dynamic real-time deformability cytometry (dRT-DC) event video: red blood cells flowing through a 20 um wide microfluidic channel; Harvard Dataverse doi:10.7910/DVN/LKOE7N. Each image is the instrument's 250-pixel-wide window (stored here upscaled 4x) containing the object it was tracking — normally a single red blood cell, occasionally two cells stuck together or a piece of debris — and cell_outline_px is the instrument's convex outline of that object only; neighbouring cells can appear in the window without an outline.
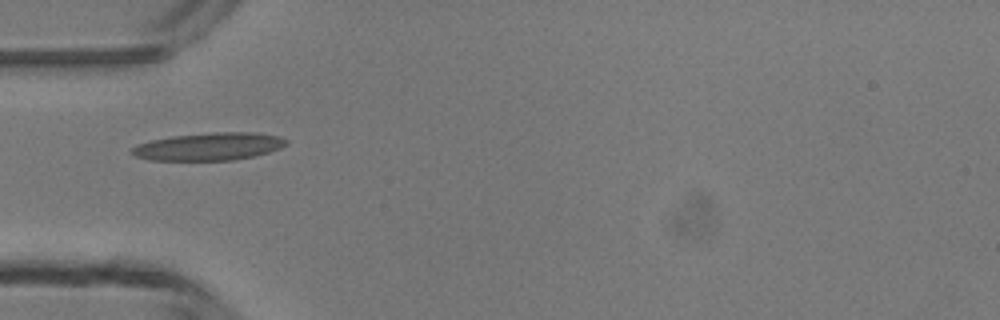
{"species": "common noctule bat (a hibernating species)", "species_latin": "Nyctalus noctula", "temperature_condition": "room temperature", "stored_images_in_passage": 7, "camera_frame_rate_fps": 3000, "um_per_image_px": 0.085, "animal": {"sex": "male", "body_mass_g": 13.3}, "frame": {"image": 1, "passage_image": 5, "time_ms": 5.667, "image_size_px": [1000, 320], "cell_outline_px": [[288, 144], [280, 148], [256, 156], [232, 160], [148, 160], [136, 156], [132, 152], [132, 148], [136, 144], [152, 140], [172, 136], [216, 132], [256, 132], [280, 136], [288, 140]], "centroid_in_image_um": [17.8, 12.45], "position_along_channel_um": 67.2, "area_um2": 24.91}}
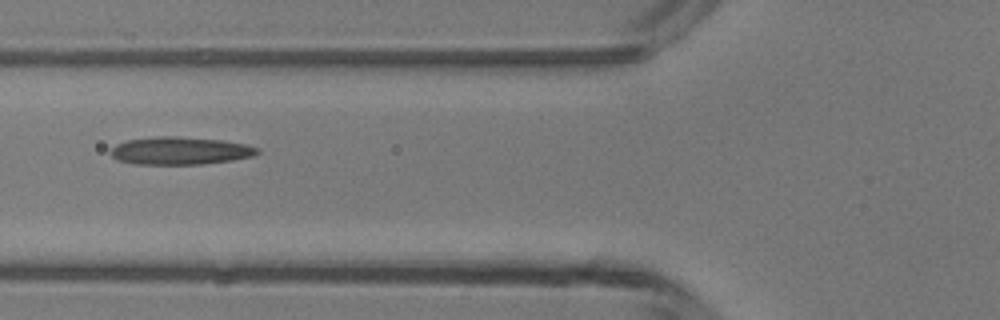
{"frame": {"image": 2, "passage_image": 6, "time_ms": 6.667, "image_size_px": [1000, 320], "cell_outline_px": [[260, 152], [252, 156], [232, 160], [200, 164], [136, 164], [120, 160], [112, 156], [112, 148], [116, 144], [128, 140], [156, 136], [176, 136], [224, 140], [244, 144], [260, 148]], "centroid_in_image_um": [15.35, 12.8], "position_along_channel_um": 110.5, "area_um2": 23.52}}
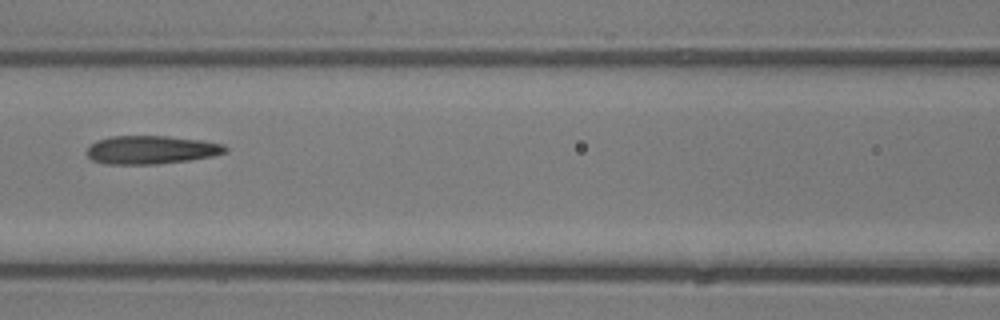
{"frame": {"image": 3, "passage_image": 7, "time_ms": 7.667, "image_size_px": [1000, 320], "cell_outline_px": [[228, 152], [212, 156], [188, 160], [156, 164], [104, 164], [92, 160], [88, 156], [88, 148], [96, 140], [112, 136], [168, 136], [200, 140], [224, 144], [228, 148]], "centroid_in_image_um": [12.87, 12.73], "position_along_channel_um": 153.7, "area_um2": 22.83}}